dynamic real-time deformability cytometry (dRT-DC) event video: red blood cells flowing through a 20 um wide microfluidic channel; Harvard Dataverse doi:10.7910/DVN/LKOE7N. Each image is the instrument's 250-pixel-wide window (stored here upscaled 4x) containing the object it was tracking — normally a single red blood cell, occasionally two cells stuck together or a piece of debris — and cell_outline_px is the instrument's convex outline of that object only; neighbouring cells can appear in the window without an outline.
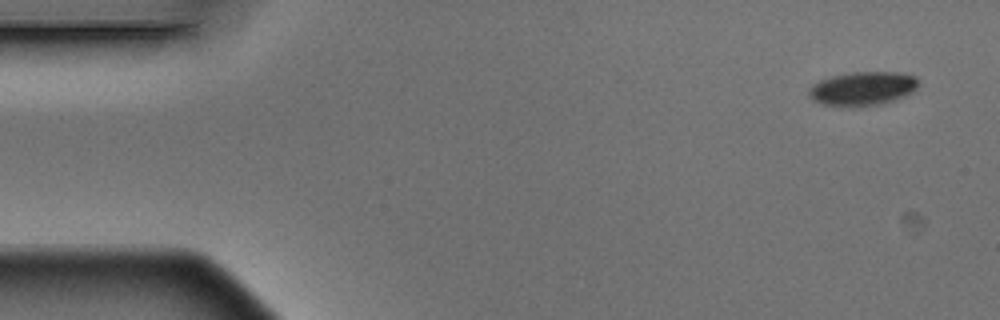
{"species": "Egyptian fruit bat (a non-hibernating species)", "species_latin": "Rousettus aegyptiacus", "temperature_condition": "warm", "stored_images_in_passage": 6, "camera_frame_rate_fps": 3000, "um_per_image_px": 0.085, "animal": {"sex": "male"}, "frame": {"image": 1, "passage_image": 1, "time_ms": 0.0, "image_size_px": [1000, 320], "cell_outline_px": [[920, 84], [912, 92], [904, 96], [880, 104], [820, 104], [812, 100], [808, 96], [808, 88], [812, 84], [820, 80], [832, 76], [852, 72], [896, 72], [916, 76]], "centroid_in_image_um": [73.32, 7.48], "position_along_channel_um": 11.7, "area_um2": 21.1}}
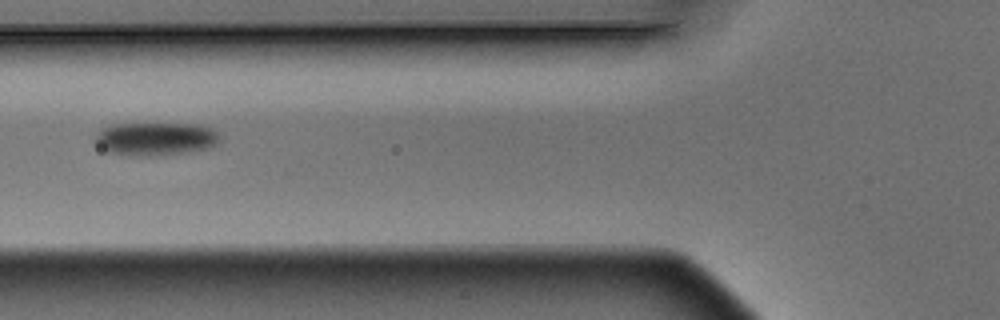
{"frame": {"image": 2, "passage_image": 4, "time_ms": 1.0, "image_size_px": [1000, 320], "cell_outline_px": [[220, 144], [208, 148], [188, 152], [140, 156], [128, 156], [108, 152], [96, 140], [96, 132], [100, 128], [108, 124], [200, 124], [212, 128], [220, 136]], "centroid_in_image_um": [13.25, 11.79], "position_along_channel_um": 112.5, "area_um2": 24.16}}
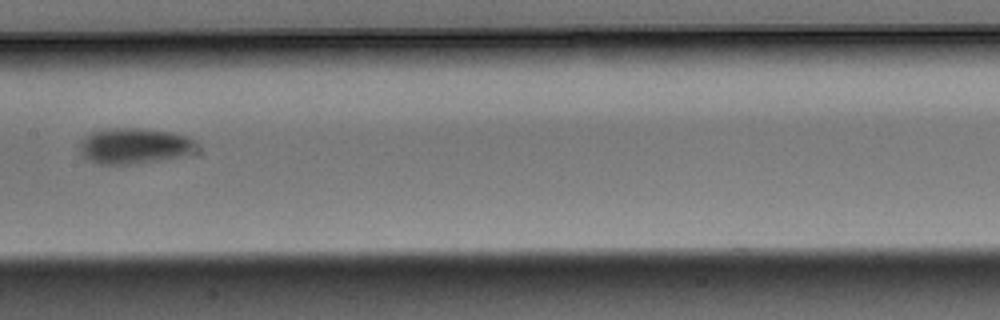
{"frame": {"image": 3, "passage_image": 6, "time_ms": 1.667, "image_size_px": [1000, 320], "cell_outline_px": [[192, 148], [188, 156], [132, 164], [100, 164], [88, 160], [84, 156], [80, 148], [80, 140], [84, 136], [100, 128], [144, 128], [172, 132], [188, 136], [192, 140]], "centroid_in_image_um": [11.36, 12.39], "position_along_channel_um": 196.0, "area_um2": 24.33}}